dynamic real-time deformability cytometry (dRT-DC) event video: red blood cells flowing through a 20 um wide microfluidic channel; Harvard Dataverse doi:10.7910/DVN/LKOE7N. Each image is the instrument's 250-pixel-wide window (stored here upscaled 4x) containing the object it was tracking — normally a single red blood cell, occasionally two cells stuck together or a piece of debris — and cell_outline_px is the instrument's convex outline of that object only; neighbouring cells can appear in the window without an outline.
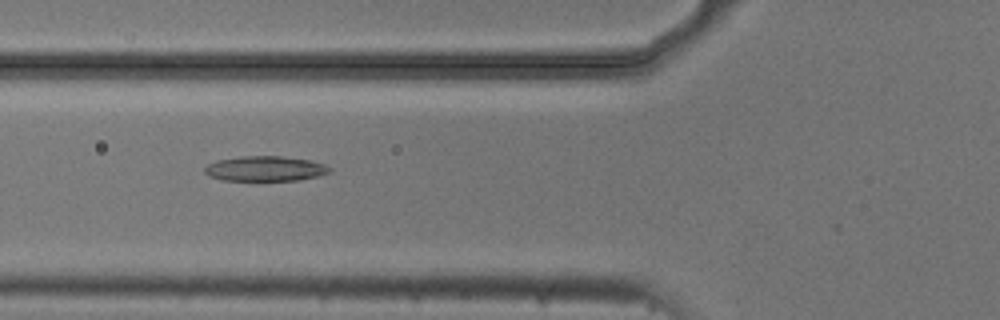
{"species": "common noctule bat (a hibernating species)", "species_latin": "Nyctalus noctula", "temperature_condition": "cold", "stored_images_in_passage": 11, "camera_frame_rate_fps": 3000, "um_per_image_px": 0.085, "animal": {"sex": "male", "body_mass_g": 20.5, "forearm_length_mm": 52.5}, "frame": {"image": 1, "passage_image": 4, "time_ms": 1.0, "image_size_px": [1000, 320], "cell_outline_px": [[332, 172], [300, 180], [220, 180], [208, 176], [204, 172], [204, 168], [208, 164], [216, 160], [240, 156], [280, 156], [308, 160], [324, 164], [332, 168]], "centroid_in_image_um": [22.51, 14.33], "position_along_channel_um": 103.3, "area_um2": 18.26}}
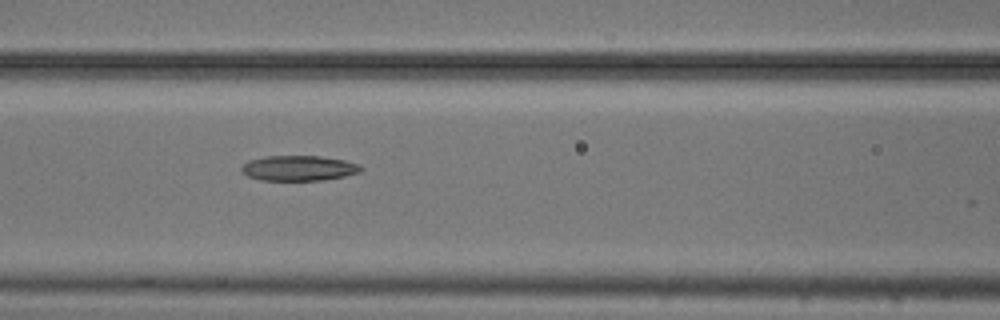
{"frame": {"image": 2, "passage_image": 7, "time_ms": 2.0, "image_size_px": [1000, 320], "cell_outline_px": [[364, 168], [360, 172], [344, 176], [324, 180], [260, 180], [248, 176], [240, 168], [248, 160], [264, 156], [320, 156], [344, 160], [360, 164]], "centroid_in_image_um": [25.41, 14.29], "position_along_channel_um": 141.2, "area_um2": 17.57}}
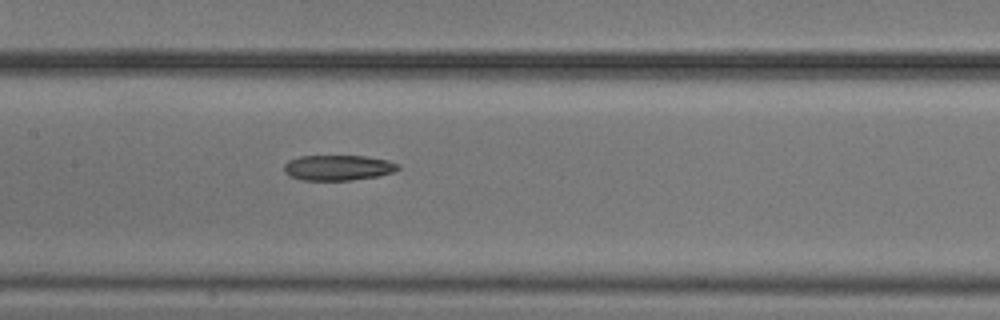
{"frame": {"image": 3, "passage_image": 10, "time_ms": 3.0, "image_size_px": [1000, 320], "cell_outline_px": [[400, 168], [396, 172], [380, 176], [352, 180], [300, 180], [288, 176], [284, 172], [284, 164], [288, 160], [300, 156], [364, 156], [388, 160], [400, 164]], "centroid_in_image_um": [28.75, 14.26], "position_along_channel_um": 178.6, "area_um2": 17.17}}